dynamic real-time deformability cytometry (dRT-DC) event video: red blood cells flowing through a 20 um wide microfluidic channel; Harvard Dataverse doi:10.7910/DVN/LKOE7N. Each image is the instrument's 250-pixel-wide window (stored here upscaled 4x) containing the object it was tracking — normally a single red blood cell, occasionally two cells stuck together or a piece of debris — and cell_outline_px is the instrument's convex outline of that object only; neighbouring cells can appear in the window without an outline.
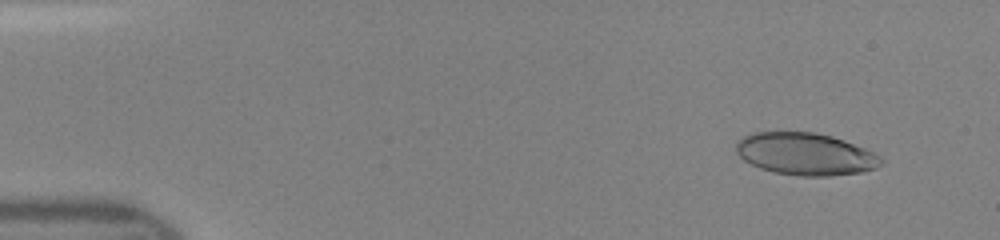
{"species": "human", "species_latin": "Homo sapiens", "temperature_condition": "room temperature", "stored_images_in_passage": 41, "camera_frame_rate_fps": 3000, "um_per_image_px": 0.085, "donor": {"sex": "female"}, "frame": {"image": 1, "passage_image": 4, "time_ms": 1.0, "image_size_px": [1000, 240], "cell_outline_px": [[884, 160], [876, 168], [860, 172], [828, 176], [800, 176], [772, 172], [760, 168], [744, 160], [736, 152], [736, 144], [744, 136], [756, 132], [816, 132], [832, 136], [844, 140], [864, 148], [880, 156]], "centroid_in_image_um": [68.46, 13.09], "position_along_channel_um": 16.5, "area_um2": 35.55}}
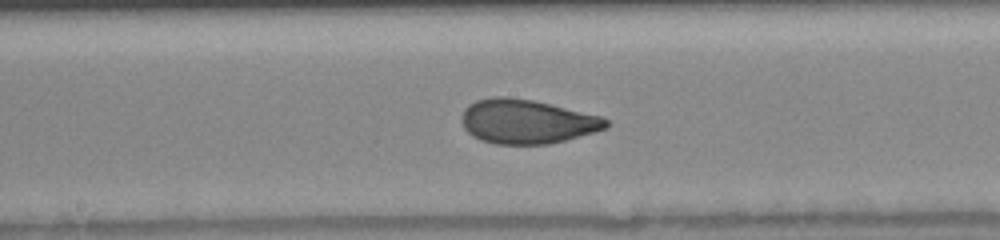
{"frame": {"image": 2, "passage_image": 25, "time_ms": 8.0, "image_size_px": [1000, 240], "cell_outline_px": [[608, 128], [596, 132], [548, 144], [496, 144], [480, 140], [472, 136], [464, 128], [460, 120], [460, 116], [464, 108], [468, 104], [476, 100], [492, 96], [508, 96], [532, 100], [604, 116], [608, 120]], "centroid_in_image_um": [44.76, 10.32], "position_along_channel_um": 203.4, "area_um2": 37.63}}
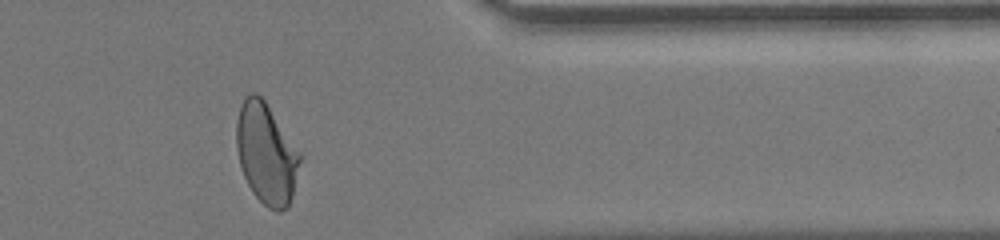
{"frame": {"image": 3, "passage_image": 39, "time_ms": 12.667, "image_size_px": [1000, 240], "cell_outline_px": [[300, 160], [288, 208], [280, 212], [276, 212], [268, 208], [252, 192], [244, 176], [240, 164], [236, 148], [236, 120], [240, 108], [244, 100], [252, 92], [256, 92], [264, 100], [300, 152]], "centroid_in_image_um": [22.61, 13.07], "position_along_channel_um": 388.8, "area_um2": 36.7}}